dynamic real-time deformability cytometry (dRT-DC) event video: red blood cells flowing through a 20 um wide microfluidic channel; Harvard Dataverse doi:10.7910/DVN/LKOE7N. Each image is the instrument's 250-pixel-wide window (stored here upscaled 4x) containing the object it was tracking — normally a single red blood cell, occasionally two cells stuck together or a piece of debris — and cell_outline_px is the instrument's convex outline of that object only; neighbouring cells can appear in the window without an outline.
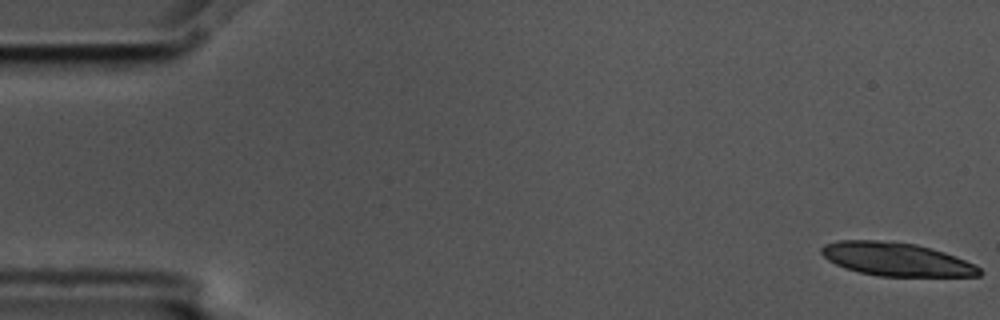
{"species": "common noctule bat (a hibernating species)", "species_latin": "Nyctalus noctula", "temperature_condition": "cold", "stored_images_in_passage": 10, "camera_frame_rate_fps": 3000, "um_per_image_px": 0.085, "animal": {"sex": "male", "body_mass_g": 17.5, "forearm_length_mm": 52.3}, "frame": {"image": 1, "passage_image": 1, "time_ms": 0.0, "image_size_px": [1000, 320], "cell_outline_px": [[984, 272], [980, 276], [880, 276], [860, 272], [844, 268], [828, 260], [820, 252], [820, 248], [824, 244], [836, 240], [876, 240], [916, 244], [944, 252], [956, 256], [980, 268]], "centroid_in_image_um": [76.16, 22.03], "position_along_channel_um": 8.8, "area_um2": 30.63}}
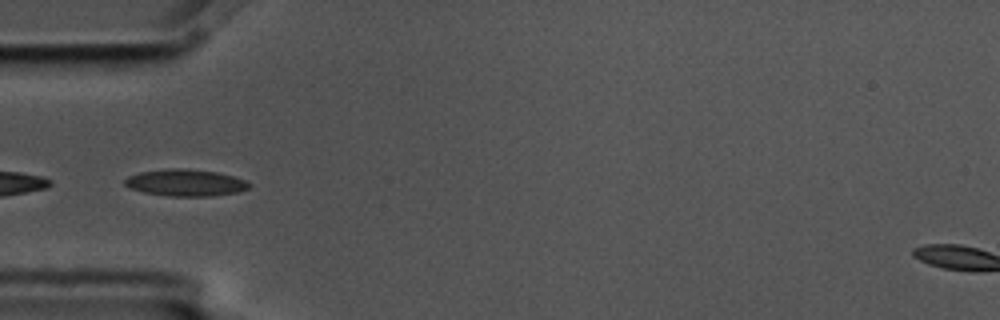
{"frame": {"image": 2, "passage_image": 6, "time_ms": 1.667, "image_size_px": [1000, 320], "cell_outline_px": [[252, 184], [248, 188], [240, 192], [212, 196], [168, 196], [144, 192], [132, 188], [124, 184], [124, 180], [128, 176], [140, 172], [168, 168], [184, 168], [216, 172], [232, 176], [244, 180]], "centroid_in_image_um": [15.78, 15.53], "position_along_channel_um": 69.2, "area_um2": 19.36}}